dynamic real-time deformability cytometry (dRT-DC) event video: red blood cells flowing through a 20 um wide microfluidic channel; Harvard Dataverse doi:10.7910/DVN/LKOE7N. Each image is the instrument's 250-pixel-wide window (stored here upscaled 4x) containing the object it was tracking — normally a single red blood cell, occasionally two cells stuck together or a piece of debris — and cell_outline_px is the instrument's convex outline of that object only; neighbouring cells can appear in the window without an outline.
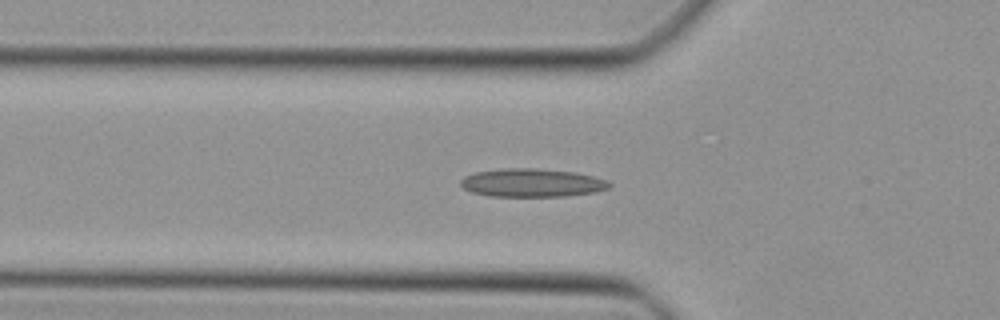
{"species": "Egyptian fruit bat (a non-hibernating species)", "species_latin": "Rousettus aegyptiacus", "temperature_condition": "cold", "stored_images_in_passage": 43, "camera_frame_rate_fps": 3000, "um_per_image_px": 0.085, "animal": {"sex": "female"}, "frame": {"image": 1, "passage_image": 11, "time_ms": 3.333, "image_size_px": [1000, 320], "cell_outline_px": [[612, 184], [608, 188], [592, 192], [564, 196], [488, 196], [472, 192], [464, 188], [460, 184], [460, 180], [464, 176], [476, 172], [504, 168], [532, 168], [576, 172], [592, 176], [604, 180]], "centroid_in_image_um": [45.17, 15.53], "position_along_channel_um": 80.6, "area_um2": 24.28}}
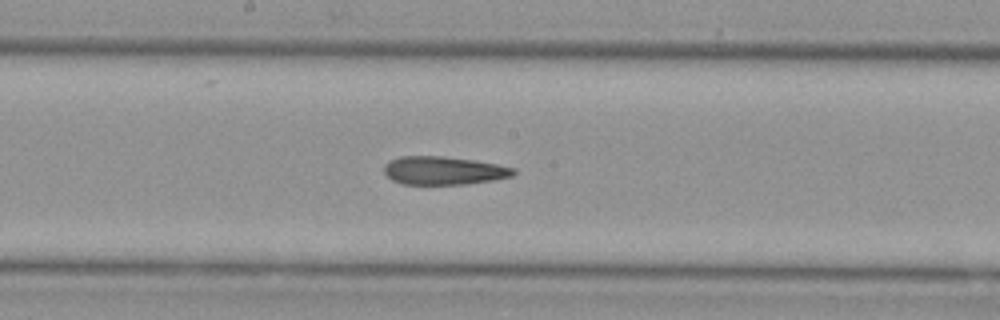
{"frame": {"image": 2, "passage_image": 20, "time_ms": 6.333, "image_size_px": [1000, 320], "cell_outline_px": [[516, 172], [512, 176], [492, 180], [464, 184], [404, 184], [392, 180], [384, 172], [384, 164], [388, 160], [400, 156], [444, 156], [472, 160], [496, 164], [516, 168]], "centroid_in_image_um": [37.68, 14.49], "position_along_channel_um": 210.5, "area_um2": 21.27}}
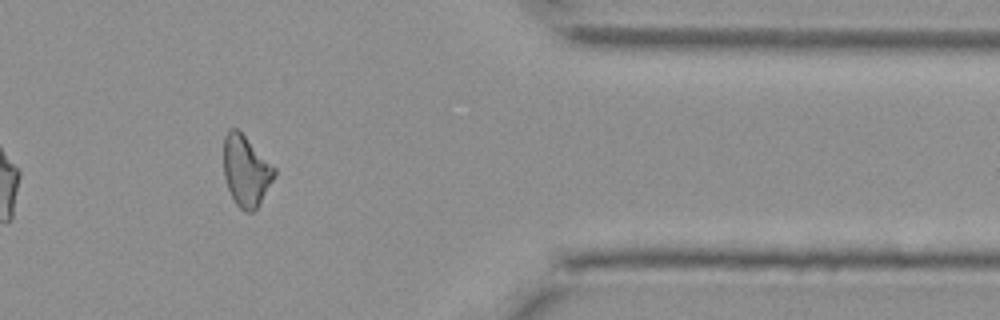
{"frame": {"image": 3, "passage_image": 34, "time_ms": 11.0, "image_size_px": [1000, 320], "cell_outline_px": [[276, 176], [260, 204], [252, 212], [244, 212], [236, 204], [228, 188], [224, 176], [224, 136], [228, 128], [236, 128], [276, 168]], "centroid_in_image_um": [20.92, 14.54], "position_along_channel_um": 390.5, "area_um2": 20.87}}